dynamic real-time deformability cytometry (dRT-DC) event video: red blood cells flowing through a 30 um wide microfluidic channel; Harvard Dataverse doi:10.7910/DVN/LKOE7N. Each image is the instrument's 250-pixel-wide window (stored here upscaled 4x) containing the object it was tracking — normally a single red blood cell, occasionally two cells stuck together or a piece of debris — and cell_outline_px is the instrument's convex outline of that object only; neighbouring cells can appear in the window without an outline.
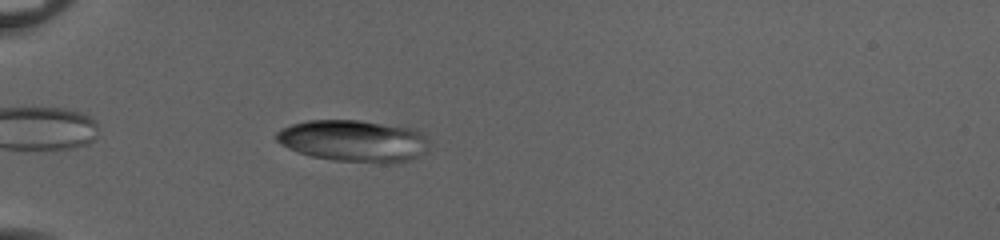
{"species": "common noctule bat (a hibernating species)", "species_latin": "Nyctalus noctula", "temperature_condition": "cold", "stored_images_in_passage": 41, "camera_frame_rate_fps": 3000, "um_per_image_px": 0.085, "animal": {"sex": "female", "body_mass_g": 20.0, "forearm_length_mm": 54.0}, "frame": {"image": 1, "passage_image": 5, "time_ms": 1.333, "image_size_px": [1000, 240], "cell_outline_px": [[428, 140], [424, 152], [400, 164], [384, 164], [332, 160], [312, 156], [288, 148], [280, 144], [276, 140], [276, 132], [280, 128], [292, 124], [308, 120], [360, 120], [412, 128], [428, 136]], "centroid_in_image_um": [30.06, 11.98], "position_along_channel_um": 54.9, "area_um2": 37.45}}